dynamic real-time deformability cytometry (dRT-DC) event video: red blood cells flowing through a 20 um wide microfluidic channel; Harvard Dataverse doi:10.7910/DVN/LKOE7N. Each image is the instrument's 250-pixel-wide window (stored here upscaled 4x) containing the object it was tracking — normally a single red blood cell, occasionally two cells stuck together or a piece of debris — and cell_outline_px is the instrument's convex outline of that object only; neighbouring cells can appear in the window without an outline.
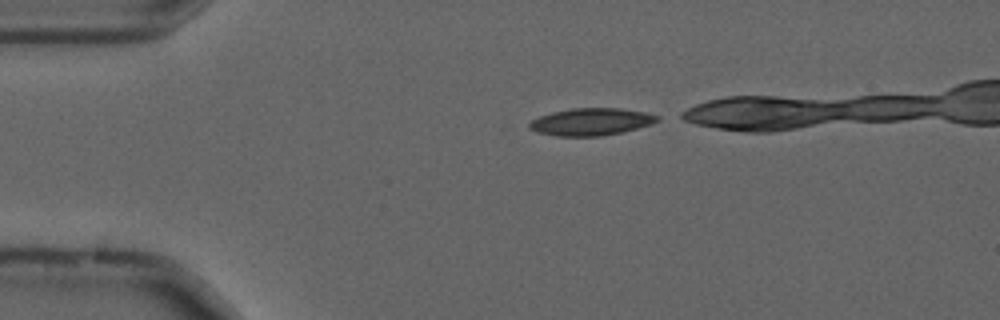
{"species": "common noctule bat (a hibernating species)", "species_latin": "Nyctalus noctula", "temperature_condition": "cold", "stored_images_in_passage": 17, "camera_frame_rate_fps": 3000, "um_per_image_px": 0.085, "animal": {"sex": "male", "forearm_length_mm": 52.5}, "frame": {"image": 1, "passage_image": 1, "time_ms": 0.0, "image_size_px": [1000, 320], "cell_outline_px": [[660, 120], [652, 124], [620, 132], [600, 136], [556, 136], [536, 132], [528, 128], [528, 124], [532, 120], [540, 116], [552, 112], [572, 108], [620, 108], [644, 112], [660, 116]], "centroid_in_image_um": [50.23, 10.35], "position_along_channel_um": 34.8, "area_um2": 20.29}}
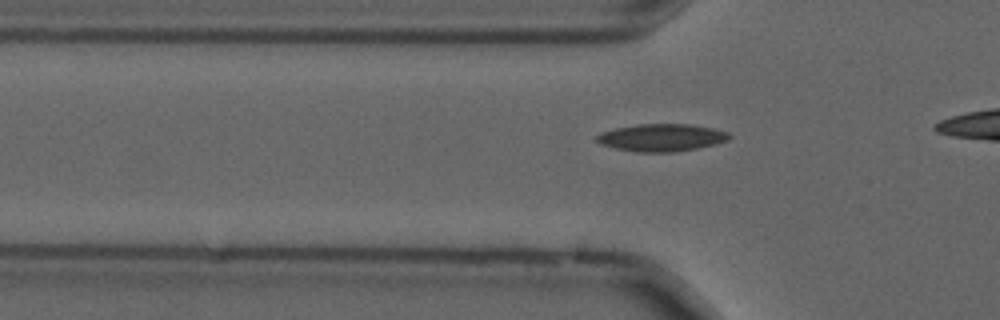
{"frame": {"image": 2, "passage_image": 7, "time_ms": 2.0, "image_size_px": [1000, 320], "cell_outline_px": [[732, 136], [728, 140], [716, 144], [700, 148], [676, 152], [636, 152], [616, 148], [600, 144], [596, 140], [596, 136], [604, 132], [616, 128], [640, 124], [692, 124], [712, 128], [728, 132]], "centroid_in_image_um": [56.28, 11.7], "position_along_channel_um": 69.5, "area_um2": 21.21}}
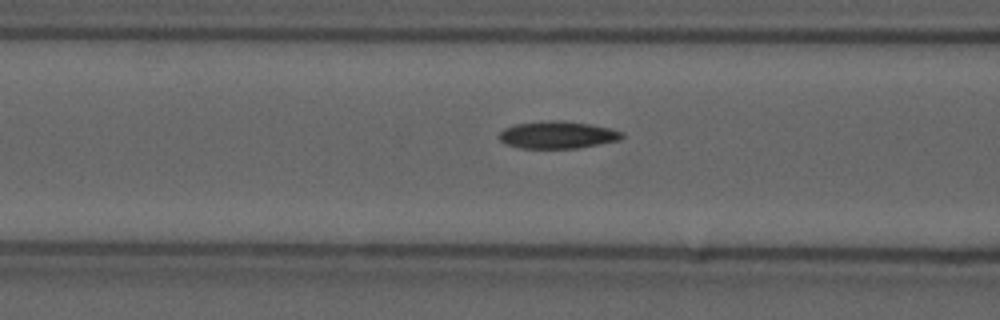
{"frame": {"image": 3, "passage_image": 11, "time_ms": 3.333, "image_size_px": [1000, 320], "cell_outline_px": [[624, 136], [620, 140], [600, 144], [576, 148], [520, 148], [504, 144], [496, 136], [504, 128], [516, 124], [548, 120], [564, 120], [612, 128], [624, 132]], "centroid_in_image_um": [47.38, 11.46], "position_along_channel_um": 119.2, "area_um2": 19.77}}